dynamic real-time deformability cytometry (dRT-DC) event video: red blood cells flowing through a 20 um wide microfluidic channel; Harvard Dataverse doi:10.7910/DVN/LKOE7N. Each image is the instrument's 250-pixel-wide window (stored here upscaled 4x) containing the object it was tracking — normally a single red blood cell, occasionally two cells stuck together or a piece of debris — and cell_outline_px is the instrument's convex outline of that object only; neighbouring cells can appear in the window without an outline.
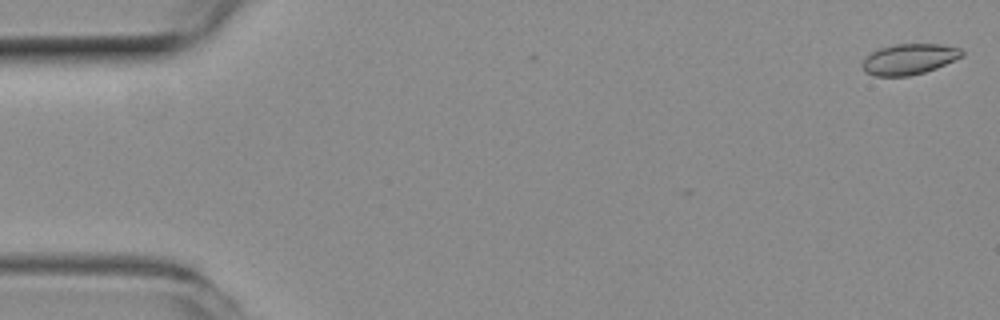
{"species": "common noctule bat (a hibernating species)", "species_latin": "Nyctalus noctula", "temperature_condition": "room temperature", "stored_images_in_passage": 6, "camera_frame_rate_fps": 3000, "um_per_image_px": 0.085, "animal": {"sex": "female", "body_mass_g": 19.3, "forearm_length_mm": 54.1}, "frame": {"image": 1, "passage_image": 1, "time_ms": 0.0, "image_size_px": [1000, 320], "cell_outline_px": [[964, 56], [936, 68], [924, 72], [908, 76], [876, 76], [864, 72], [860, 64], [872, 52], [880, 48], [896, 44], [940, 44], [960, 48], [964, 52]], "centroid_in_image_um": [77.28, 5.03], "position_along_channel_um": 7.7, "area_um2": 17.8}}